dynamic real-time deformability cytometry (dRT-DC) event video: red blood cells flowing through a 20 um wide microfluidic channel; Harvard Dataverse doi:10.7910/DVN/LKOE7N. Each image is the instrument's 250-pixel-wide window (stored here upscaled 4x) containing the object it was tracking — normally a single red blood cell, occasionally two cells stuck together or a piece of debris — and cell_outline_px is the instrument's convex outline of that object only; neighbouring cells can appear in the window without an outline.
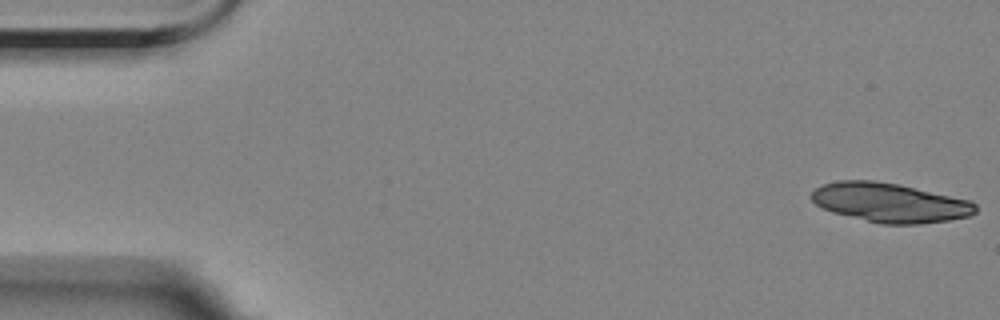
{"species": "Egyptian fruit bat (a non-hibernating species)", "species_latin": "Rousettus aegyptiacus", "temperature_condition": "room temperature", "stored_images_in_passage": 6, "camera_frame_rate_fps": 3000, "um_per_image_px": 0.085, "animal": {"sex": "female"}, "frame": {"image": 1, "passage_image": 1, "time_ms": 0.0, "image_size_px": [1000, 320], "cell_outline_px": [[976, 212], [972, 216], [948, 220], [920, 224], [880, 224], [832, 212], [816, 204], [808, 196], [816, 188], [824, 184], [836, 180], [872, 180], [900, 184], [972, 200], [976, 204]], "centroid_in_image_um": [75.66, 17.22], "position_along_channel_um": 9.3, "area_um2": 37.86}}
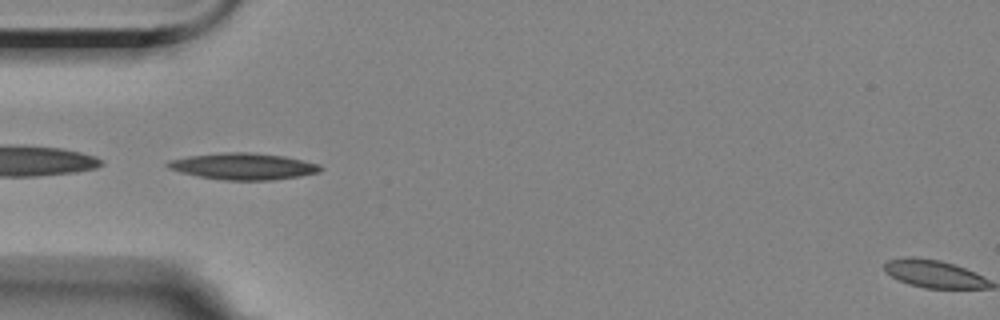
{"frame": {"image": 2, "passage_image": 5, "time_ms": 5.333, "image_size_px": [1000, 320], "cell_outline_px": [[324, 168], [320, 172], [300, 176], [272, 180], [224, 180], [200, 176], [180, 172], [168, 168], [164, 164], [168, 160], [188, 156], [224, 152], [248, 152], [284, 156], [320, 164]], "centroid_in_image_um": [20.68, 14.13], "position_along_channel_um": 64.3, "area_um2": 23.64}}